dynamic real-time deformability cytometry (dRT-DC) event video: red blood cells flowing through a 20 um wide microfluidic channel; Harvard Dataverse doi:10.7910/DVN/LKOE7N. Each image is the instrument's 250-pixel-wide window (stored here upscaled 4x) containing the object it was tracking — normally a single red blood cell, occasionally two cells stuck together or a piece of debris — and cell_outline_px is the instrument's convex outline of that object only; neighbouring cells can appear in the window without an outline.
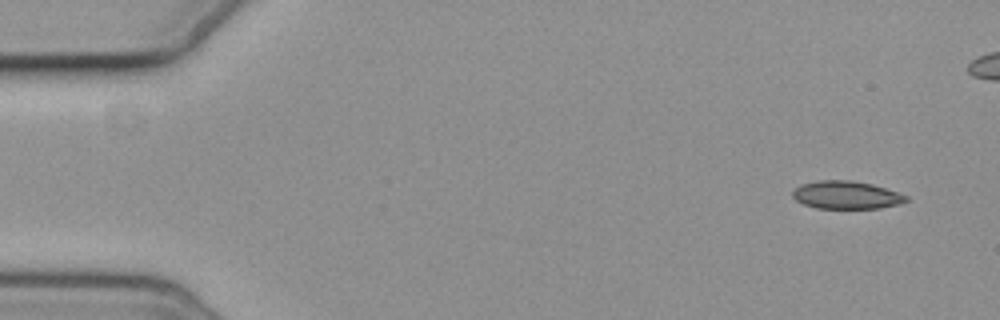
{"species": "common noctule bat (a hibernating species)", "species_latin": "Nyctalus noctula", "temperature_condition": "cold", "stored_images_in_passage": 5, "camera_frame_rate_fps": 3000, "um_per_image_px": 0.085, "animal": {"sex": "female", "body_mass_g": 19.3, "forearm_length_mm": 54.1}, "frame": {"image": 1, "passage_image": 1, "time_ms": 0.0, "image_size_px": [1000, 320], "cell_outline_px": [[908, 200], [900, 204], [880, 208], [816, 208], [804, 204], [796, 200], [792, 196], [792, 192], [800, 184], [816, 180], [852, 180], [872, 184], [908, 196]], "centroid_in_image_um": [71.92, 16.57], "position_along_channel_um": 13.1, "area_um2": 18.44}}
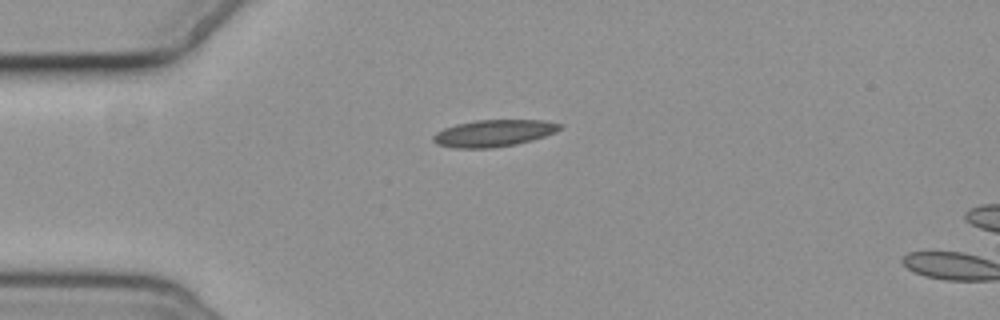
{"frame": {"image": 2, "passage_image": 5, "time_ms": 6.333, "image_size_px": [1000, 320], "cell_outline_px": [[564, 124], [556, 132], [532, 140], [516, 144], [492, 148], [452, 148], [436, 144], [432, 140], [432, 136], [436, 132], [444, 128], [456, 124], [476, 120], [544, 120]], "centroid_in_image_um": [41.94, 11.32], "position_along_channel_um": 43.1, "area_um2": 19.94}}